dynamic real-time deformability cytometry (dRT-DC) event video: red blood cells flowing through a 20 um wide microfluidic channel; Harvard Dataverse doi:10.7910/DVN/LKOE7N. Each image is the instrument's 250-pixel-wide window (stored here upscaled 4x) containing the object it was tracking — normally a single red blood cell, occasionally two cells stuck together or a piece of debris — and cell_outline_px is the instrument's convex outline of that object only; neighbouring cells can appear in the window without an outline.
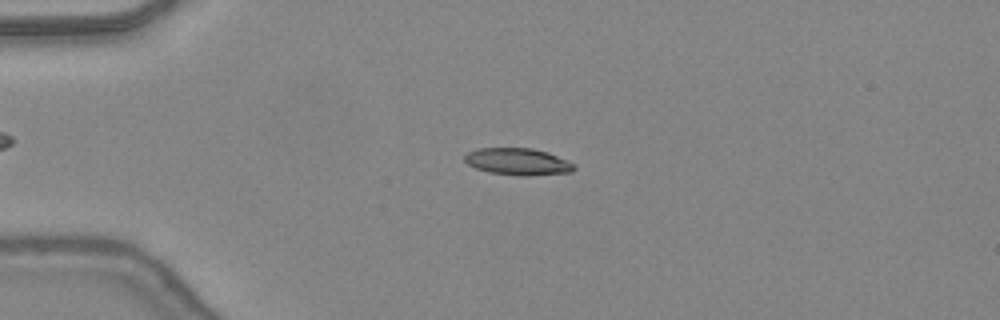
{"species": "common noctule bat (a hibernating species)", "species_latin": "Nyctalus noctula", "temperature_condition": "warm", "stored_images_in_passage": 45, "camera_frame_rate_fps": 3000, "um_per_image_px": 0.085, "animal": {"sex": "female", "body_mass_g": 24.6, "forearm_length_mm": 56.2}, "frame": {"image": 1, "passage_image": 10, "time_ms": 3.0, "image_size_px": [1000, 320], "cell_outline_px": [[576, 168], [572, 172], [524, 176], [488, 172], [476, 168], [468, 164], [464, 160], [464, 156], [468, 152], [476, 148], [532, 148], [548, 152], [572, 164]], "centroid_in_image_um": [43.97, 13.73], "position_along_channel_um": 41.0, "area_um2": 16.99}}
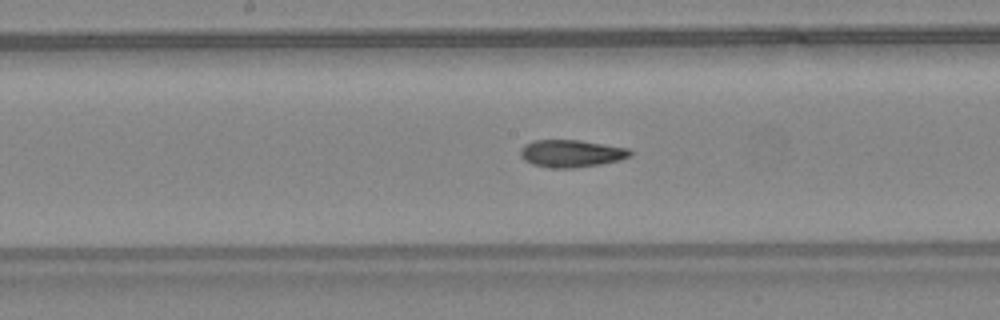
{"frame": {"image": 2, "passage_image": 23, "time_ms": 7.333, "image_size_px": [1000, 320], "cell_outline_px": [[632, 156], [620, 160], [600, 164], [572, 168], [548, 168], [532, 164], [524, 160], [520, 156], [520, 148], [524, 144], [532, 140], [580, 140], [628, 148], [632, 152]], "centroid_in_image_um": [48.53, 13.04], "position_along_channel_um": 199.7, "area_um2": 17.69}}
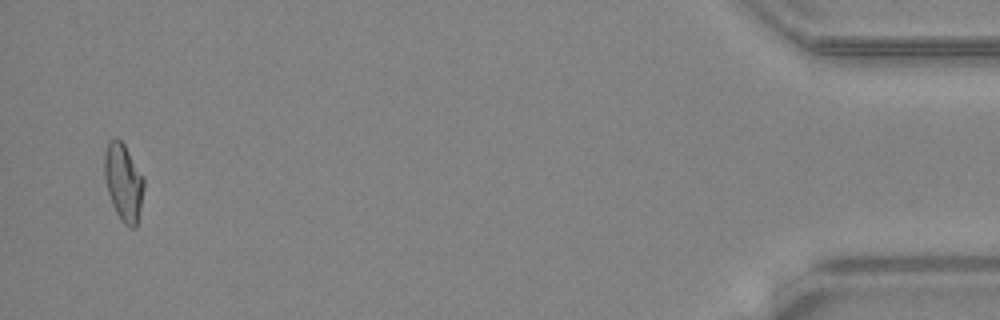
{"frame": {"image": 3, "passage_image": 44, "time_ms": 14.333, "image_size_px": [1000, 320], "cell_outline_px": [[144, 188], [136, 228], [128, 228], [120, 220], [112, 204], [108, 192], [104, 176], [104, 156], [108, 140], [120, 140], [124, 144], [144, 176]], "centroid_in_image_um": [10.5, 15.51], "position_along_channel_um": 424.7, "area_um2": 17.8}, "authors_computed_cell_mechanics": {"area_um2": 17.2822, "velocity_mm_per_s": 4.4218, "shape_relaxation_time_tau1_ms": null, "shape_relaxation_time_tau2_ms": 2.6357, "deformation_change_tau1": null, "deformation_change_tau2": 0.1094}}